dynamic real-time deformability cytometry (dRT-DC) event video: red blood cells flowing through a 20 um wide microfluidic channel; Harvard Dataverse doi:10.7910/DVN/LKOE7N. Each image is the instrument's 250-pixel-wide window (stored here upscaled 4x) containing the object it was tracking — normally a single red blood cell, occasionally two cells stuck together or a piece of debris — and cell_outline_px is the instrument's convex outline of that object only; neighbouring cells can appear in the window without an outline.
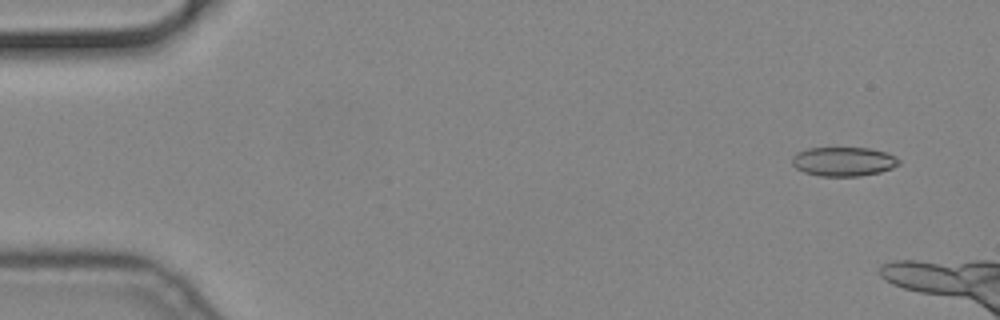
{"species": "common noctule bat (a hibernating species)", "species_latin": "Nyctalus noctula", "temperature_condition": "cold", "stored_images_in_passage": 11, "camera_frame_rate_fps": 3000, "um_per_image_px": 0.085, "animal": {"sex": "male", "body_mass_g": 19.2, "forearm_length_mm": 51.8}, "frame": {"image": 1, "passage_image": 4, "time_ms": 1.0, "image_size_px": [1000, 320], "cell_outline_px": [[900, 164], [892, 168], [880, 172], [860, 176], [820, 176], [804, 172], [796, 168], [792, 164], [792, 156], [796, 152], [808, 148], [868, 148], [888, 152], [896, 156], [900, 160]], "centroid_in_image_um": [71.71, 13.73], "position_along_channel_um": 13.3, "area_um2": 18.32}}